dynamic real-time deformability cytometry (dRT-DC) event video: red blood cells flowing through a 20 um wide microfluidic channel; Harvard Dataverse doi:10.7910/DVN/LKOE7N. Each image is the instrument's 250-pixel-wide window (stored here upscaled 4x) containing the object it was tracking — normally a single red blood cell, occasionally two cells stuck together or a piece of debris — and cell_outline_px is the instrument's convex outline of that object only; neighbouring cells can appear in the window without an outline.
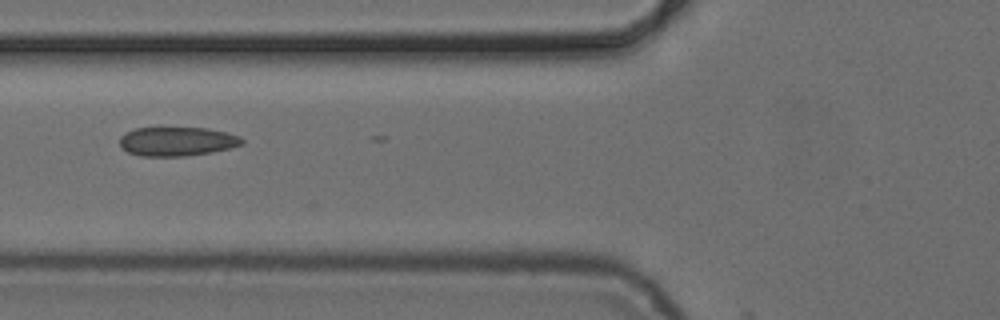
{"species": "common noctule bat (a hibernating species)", "species_latin": "Nyctalus noctula", "temperature_condition": "cold", "stored_images_in_passage": 3, "camera_frame_rate_fps": 3000, "um_per_image_px": 0.085, "animal": {"sex": "female", "body_mass_g": 24.6, "forearm_length_mm": 56.2}, "frame": {"image": 1, "passage_image": 3, "time_ms": 2.333, "image_size_px": [1000, 320], "cell_outline_px": [[244, 144], [232, 148], [212, 152], [188, 156], [140, 156], [128, 152], [120, 148], [120, 136], [124, 132], [136, 128], [208, 128], [228, 132], [240, 136], [244, 140]], "centroid_in_image_um": [15.07, 12.02], "position_along_channel_um": 110.7, "area_um2": 21.04}}